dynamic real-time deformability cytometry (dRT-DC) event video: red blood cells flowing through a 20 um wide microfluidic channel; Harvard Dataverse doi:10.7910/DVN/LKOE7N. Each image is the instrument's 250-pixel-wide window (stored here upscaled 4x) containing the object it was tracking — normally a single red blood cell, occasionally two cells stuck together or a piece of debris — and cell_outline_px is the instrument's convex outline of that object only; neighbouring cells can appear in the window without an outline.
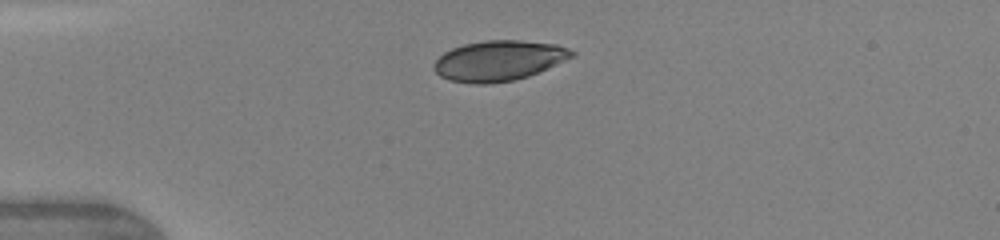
{"species": "human", "species_latin": "Homo sapiens", "temperature_condition": "warm", "stored_images_in_passage": 3, "camera_frame_rate_fps": 3000, "um_per_image_px": 0.085, "donor": {"sex": "female"}, "frame": {"image": 1, "passage_image": 1, "time_ms": 0.0, "image_size_px": [1000, 240], "cell_outline_px": [[576, 56], [528, 76], [512, 80], [488, 84], [472, 84], [448, 80], [440, 76], [432, 68], [432, 64], [444, 52], [452, 48], [464, 44], [484, 40], [520, 40], [556, 44], [568, 48], [576, 52]], "centroid_in_image_um": [42.38, 5.15], "position_along_channel_um": 42.6, "area_um2": 32.54}}